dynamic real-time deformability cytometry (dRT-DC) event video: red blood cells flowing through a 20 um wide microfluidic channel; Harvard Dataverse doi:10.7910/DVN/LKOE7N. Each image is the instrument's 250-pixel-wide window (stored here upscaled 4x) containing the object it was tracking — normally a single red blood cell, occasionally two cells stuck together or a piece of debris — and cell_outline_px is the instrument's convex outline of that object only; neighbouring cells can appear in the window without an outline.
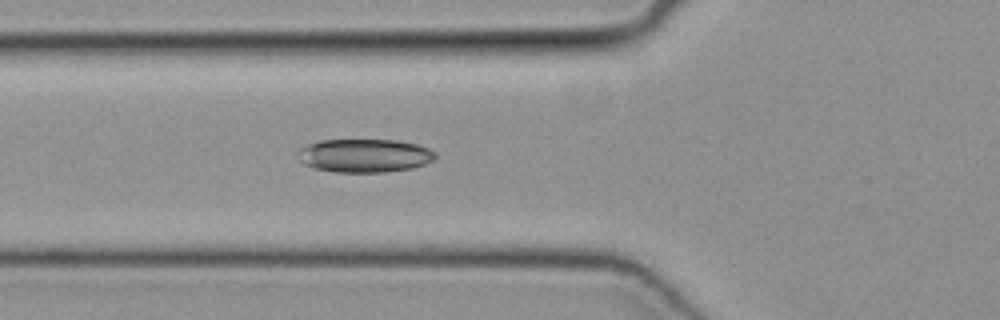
{"species": "common noctule bat (a hibernating species)", "species_latin": "Nyctalus noctula", "temperature_condition": "cold", "stored_images_in_passage": 47, "camera_frame_rate_fps": 3000, "um_per_image_px": 0.085, "animal": {"sex": "female", "body_mass_g": 19.3, "forearm_length_mm": 54.1}, "frame": {"image": 1, "passage_image": 16, "time_ms": 5.0, "image_size_px": [1000, 320], "cell_outline_px": [[436, 156], [432, 160], [424, 164], [412, 168], [384, 172], [332, 172], [316, 168], [304, 164], [300, 160], [300, 148], [308, 144], [320, 140], [396, 140], [416, 144], [428, 148], [436, 152]], "centroid_in_image_um": [31.0, 13.22], "position_along_channel_um": 94.8, "area_um2": 26.59}}
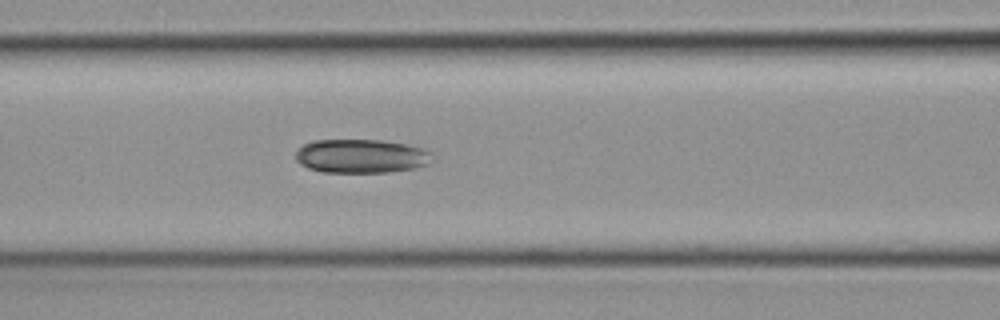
{"frame": {"image": 2, "passage_image": 19, "time_ms": 6.0, "image_size_px": [1000, 320], "cell_outline_px": [[428, 164], [412, 168], [388, 172], [320, 172], [308, 168], [300, 164], [296, 160], [296, 152], [304, 144], [312, 140], [384, 140], [404, 144], [420, 148], [428, 152]], "centroid_in_image_um": [30.6, 13.27], "position_along_channel_um": 136.0, "area_um2": 26.53}}